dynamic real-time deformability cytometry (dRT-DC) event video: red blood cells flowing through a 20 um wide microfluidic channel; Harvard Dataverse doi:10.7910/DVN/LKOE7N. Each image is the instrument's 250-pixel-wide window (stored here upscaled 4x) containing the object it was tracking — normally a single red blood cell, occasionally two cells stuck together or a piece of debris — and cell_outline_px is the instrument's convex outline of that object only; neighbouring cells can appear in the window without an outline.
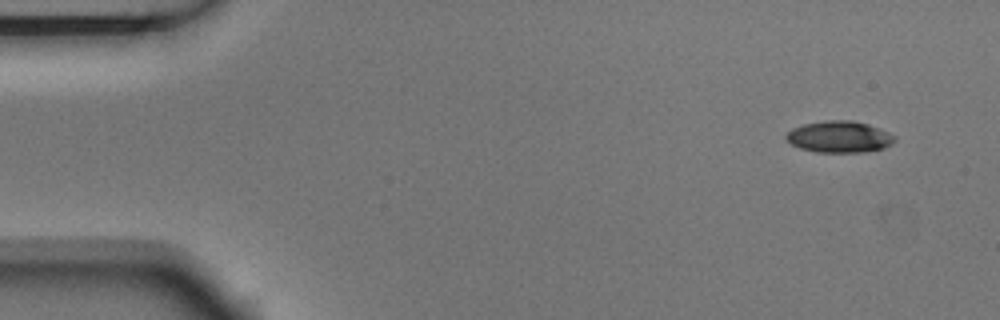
{"species": "Egyptian fruit bat (a non-hibernating species)", "species_latin": "Rousettus aegyptiacus", "temperature_condition": "room temperature", "stored_images_in_passage": 6, "camera_frame_rate_fps": 3000, "um_per_image_px": 0.085, "animal": {"sex": "male"}, "frame": {"image": 1, "passage_image": 1, "time_ms": 0.0, "image_size_px": [1000, 320], "cell_outline_px": [[896, 140], [892, 144], [884, 148], [864, 152], [816, 152], [800, 148], [784, 140], [784, 136], [792, 128], [804, 124], [824, 120], [852, 120], [868, 124], [880, 128], [896, 136]], "centroid_in_image_um": [71.34, 11.62], "position_along_channel_um": 13.7, "area_um2": 20.17}}
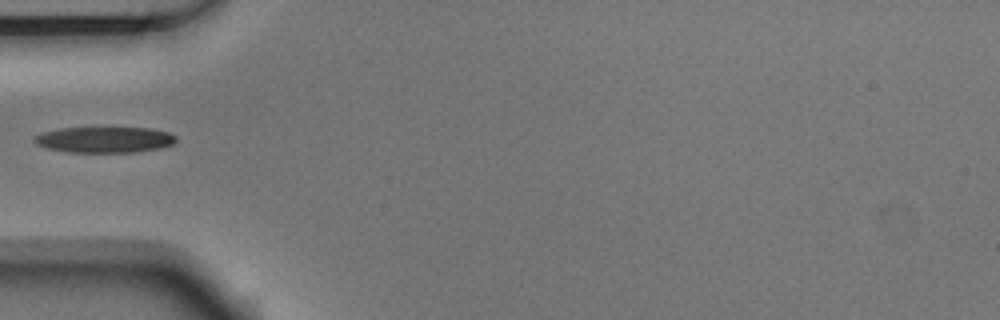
{"frame": {"image": 2, "passage_image": 5, "time_ms": 1.333, "image_size_px": [1000, 320], "cell_outline_px": [[176, 140], [172, 144], [160, 148], [136, 152], [68, 152], [48, 148], [36, 144], [32, 140], [40, 132], [60, 128], [152, 128], [168, 132], [176, 136]], "centroid_in_image_um": [8.87, 11.87], "position_along_channel_um": 76.1, "area_um2": 21.39}}
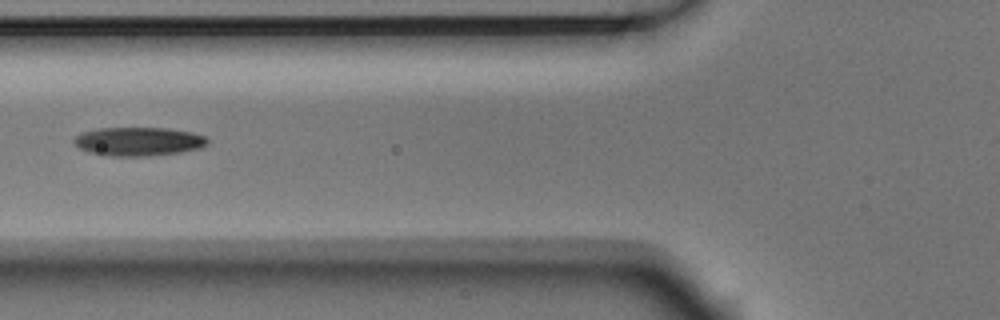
{"frame": {"image": 3, "passage_image": 6, "time_ms": 1.667, "image_size_px": [1000, 320], "cell_outline_px": [[208, 144], [200, 148], [180, 152], [148, 156], [104, 156], [88, 152], [80, 148], [72, 140], [80, 132], [96, 128], [168, 128], [192, 132], [204, 136], [208, 140]], "centroid_in_image_um": [11.74, 12.02], "position_along_channel_um": 114.1, "area_um2": 22.48}}